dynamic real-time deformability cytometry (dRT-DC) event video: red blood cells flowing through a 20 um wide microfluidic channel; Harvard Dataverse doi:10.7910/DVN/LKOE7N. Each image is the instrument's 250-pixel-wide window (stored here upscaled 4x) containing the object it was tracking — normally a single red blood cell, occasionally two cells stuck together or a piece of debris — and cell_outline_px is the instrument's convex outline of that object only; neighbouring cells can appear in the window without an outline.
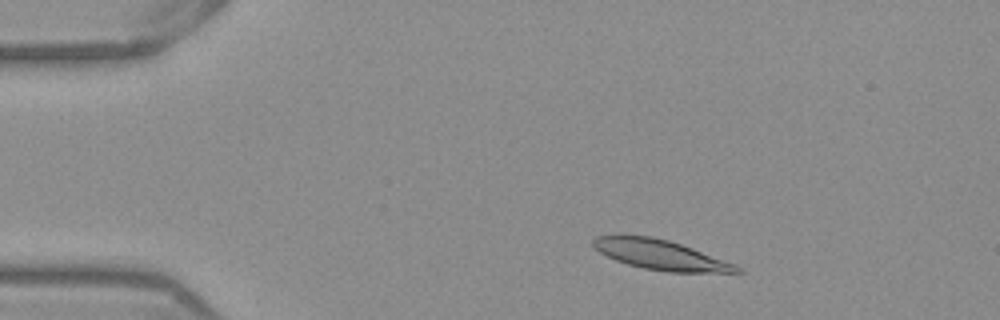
{"species": "Egyptian fruit bat (a non-hibernating species)", "species_latin": "Rousettus aegyptiacus", "temperature_condition": "warm", "stored_images_in_passage": 49, "camera_frame_rate_fps": 3000, "um_per_image_px": 0.085, "frame": {"image": 1, "passage_image": 6, "time_ms": 1.667, "image_size_px": [1000, 320], "cell_outline_px": [[744, 272], [668, 272], [644, 268], [628, 264], [616, 260], [600, 252], [592, 244], [592, 240], [596, 236], [652, 236], [668, 240], [692, 248], [732, 264], [740, 268]], "centroid_in_image_um": [56.1, 21.66], "position_along_channel_um": 28.9, "area_um2": 24.22}}
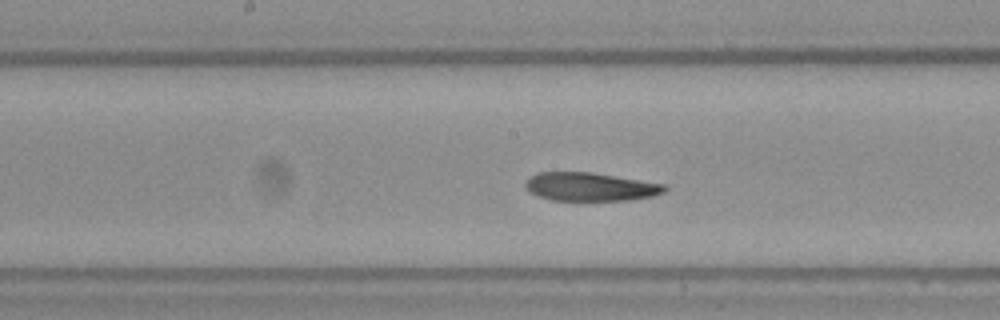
{"frame": {"image": 2, "passage_image": 24, "time_ms": 7.667, "image_size_px": [1000, 320], "cell_outline_px": [[668, 188], [664, 192], [652, 196], [628, 200], [552, 200], [540, 196], [524, 188], [524, 184], [528, 176], [536, 172], [592, 172], [668, 184]], "centroid_in_image_um": [50.18, 15.86], "position_along_channel_um": 198.0, "area_um2": 23.24}}
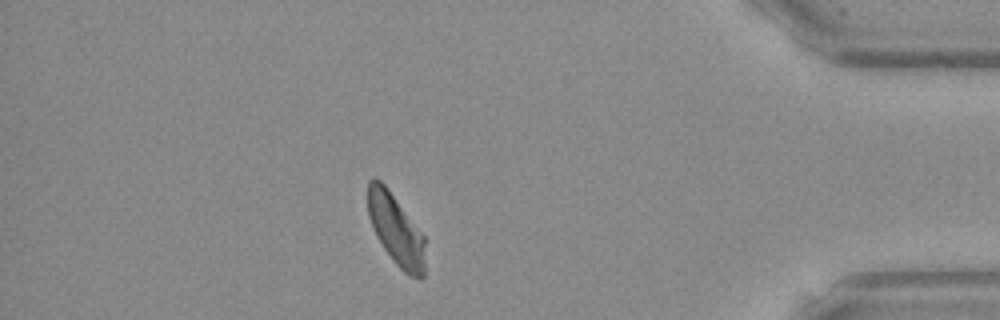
{"frame": {"image": 3, "passage_image": 43, "time_ms": 14.0, "image_size_px": [1000, 320], "cell_outline_px": [[424, 276], [412, 276], [404, 272], [392, 260], [376, 236], [368, 216], [368, 180], [380, 180], [388, 188], [424, 236]], "centroid_in_image_um": [33.63, 19.52], "position_along_channel_um": 401.6, "area_um2": 23.18}, "authors_computed_cell_mechanics": {"area_um2": 24.6228, "velocity_mm_per_s": 3.8579, "shape_relaxation_time_tau1_ms": null, "shape_relaxation_time_tau2_ms": 10.0651, "deformation_change_tau1": null, "deformation_change_tau2": 0.1811}}